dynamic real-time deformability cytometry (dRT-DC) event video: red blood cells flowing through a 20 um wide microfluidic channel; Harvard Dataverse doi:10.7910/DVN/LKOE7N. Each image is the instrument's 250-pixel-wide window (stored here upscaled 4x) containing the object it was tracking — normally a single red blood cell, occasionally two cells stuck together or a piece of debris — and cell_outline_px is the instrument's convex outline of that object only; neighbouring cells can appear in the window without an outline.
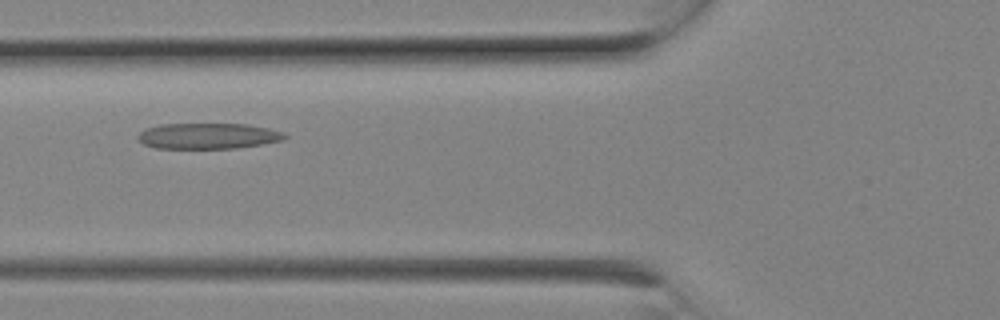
{"species": "Egyptian fruit bat (a non-hibernating species)", "species_latin": "Rousettus aegyptiacus", "temperature_condition": "room temperature", "stored_images_in_passage": 6, "camera_frame_rate_fps": 3000, "um_per_image_px": 0.085, "animal": {"sex": "female"}, "frame": {"image": 1, "passage_image": 4, "time_ms": 1.0, "image_size_px": [1000, 320], "cell_outline_px": [[288, 136], [284, 140], [236, 148], [156, 148], [144, 144], [136, 136], [144, 128], [160, 124], [248, 124], [268, 128], [284, 132]], "centroid_in_image_um": [17.69, 11.55], "position_along_channel_um": 108.1, "area_um2": 22.08}}
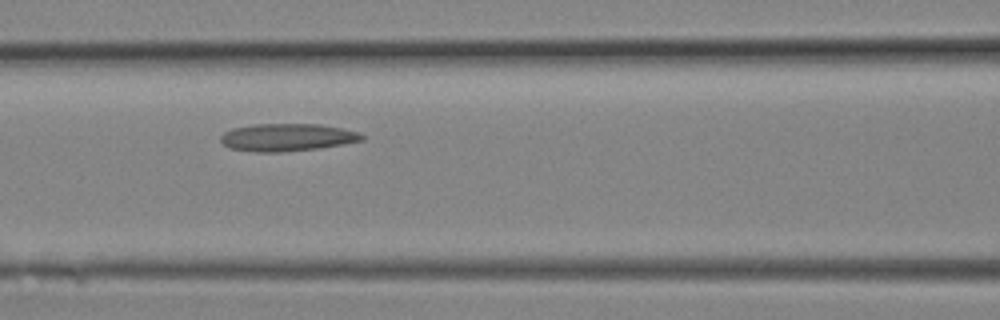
{"frame": {"image": 2, "passage_image": 5, "time_ms": 1.333, "image_size_px": [1000, 320], "cell_outline_px": [[364, 140], [344, 144], [320, 148], [280, 152], [256, 152], [228, 148], [220, 140], [220, 136], [224, 132], [232, 128], [252, 124], [320, 124], [360, 132], [364, 136]], "centroid_in_image_um": [24.4, 11.67], "position_along_channel_um": 142.2, "area_um2": 22.83}}
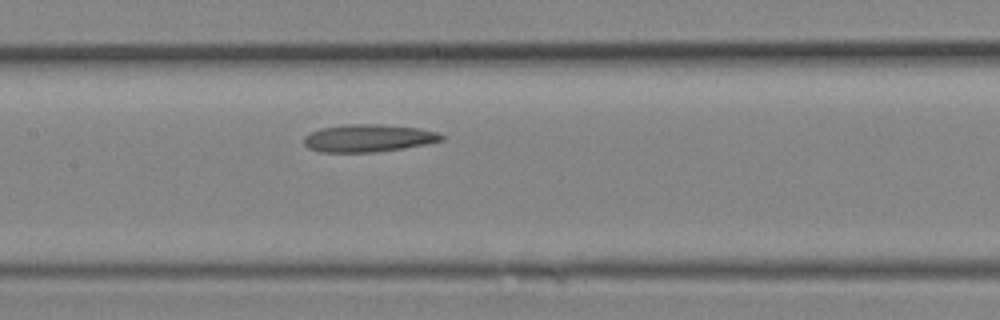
{"frame": {"image": 3, "passage_image": 6, "time_ms": 1.667, "image_size_px": [1000, 320], "cell_outline_px": [[444, 140], [428, 144], [404, 148], [372, 152], [320, 152], [308, 148], [304, 144], [304, 136], [320, 128], [348, 124], [380, 124], [420, 128], [440, 132], [444, 136]], "centroid_in_image_um": [31.35, 11.74], "position_along_channel_um": 176.0, "area_um2": 22.25}}